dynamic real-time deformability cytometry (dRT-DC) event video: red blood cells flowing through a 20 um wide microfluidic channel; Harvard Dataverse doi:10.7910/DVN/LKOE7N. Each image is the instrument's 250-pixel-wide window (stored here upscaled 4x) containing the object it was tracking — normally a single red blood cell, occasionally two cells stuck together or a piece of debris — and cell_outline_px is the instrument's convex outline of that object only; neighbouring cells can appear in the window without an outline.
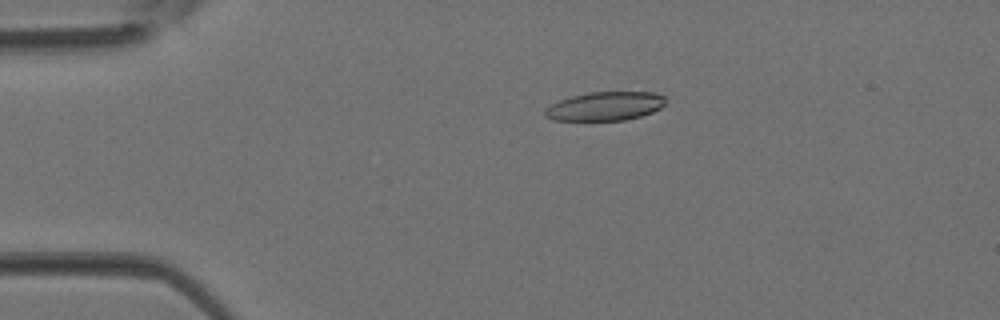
{"species": "Egyptian fruit bat (a non-hibernating species)", "species_latin": "Rousettus aegyptiacus", "temperature_condition": "room temperature", "stored_images_in_passage": 32, "camera_frame_rate_fps": 3000, "um_per_image_px": 0.085, "animal": {"sex": "female"}, "frame": {"image": 1, "passage_image": 1, "time_ms": 0.0, "image_size_px": [1000, 320], "cell_outline_px": [[664, 104], [660, 108], [652, 112], [640, 116], [624, 120], [552, 120], [544, 116], [544, 108], [560, 100], [572, 96], [592, 92], [656, 92], [664, 96]], "centroid_in_image_um": [51.42, 9.02], "position_along_channel_um": 33.6, "area_um2": 20.11}}
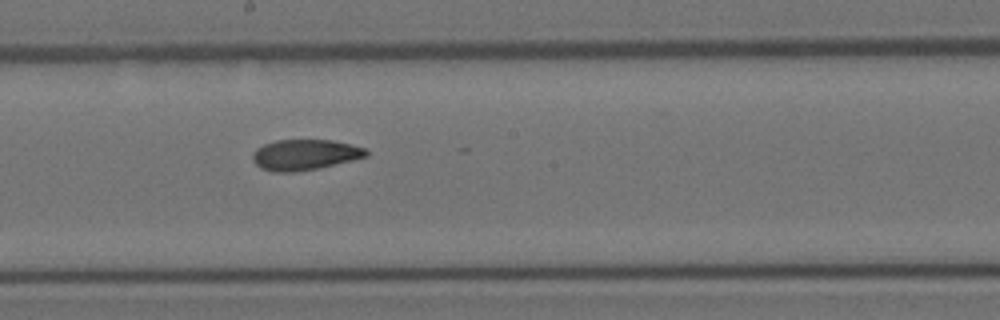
{"frame": {"image": 2, "passage_image": 14, "time_ms": 4.333, "image_size_px": [1000, 320], "cell_outline_px": [[368, 156], [352, 160], [316, 168], [296, 172], [272, 172], [260, 168], [252, 160], [252, 152], [256, 148], [264, 144], [276, 140], [332, 140], [364, 148], [368, 152]], "centroid_in_image_um": [25.85, 13.15], "position_along_channel_um": 222.4, "area_um2": 20.17}}
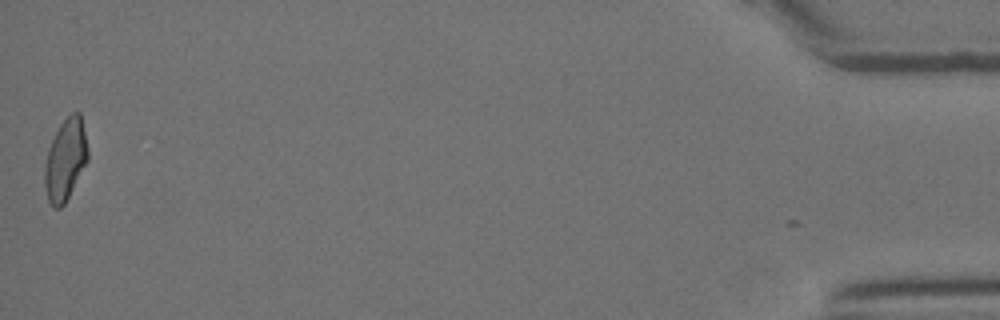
{"frame": {"image": 3, "passage_image": 31, "time_ms": 10.0, "image_size_px": [1000, 320], "cell_outline_px": [[88, 160], [64, 204], [60, 208], [56, 208], [48, 200], [44, 184], [44, 168], [48, 148], [60, 124], [72, 112], [80, 112], [88, 148]], "centroid_in_image_um": [5.56, 13.56], "position_along_channel_um": 429.6, "area_um2": 20.29}}